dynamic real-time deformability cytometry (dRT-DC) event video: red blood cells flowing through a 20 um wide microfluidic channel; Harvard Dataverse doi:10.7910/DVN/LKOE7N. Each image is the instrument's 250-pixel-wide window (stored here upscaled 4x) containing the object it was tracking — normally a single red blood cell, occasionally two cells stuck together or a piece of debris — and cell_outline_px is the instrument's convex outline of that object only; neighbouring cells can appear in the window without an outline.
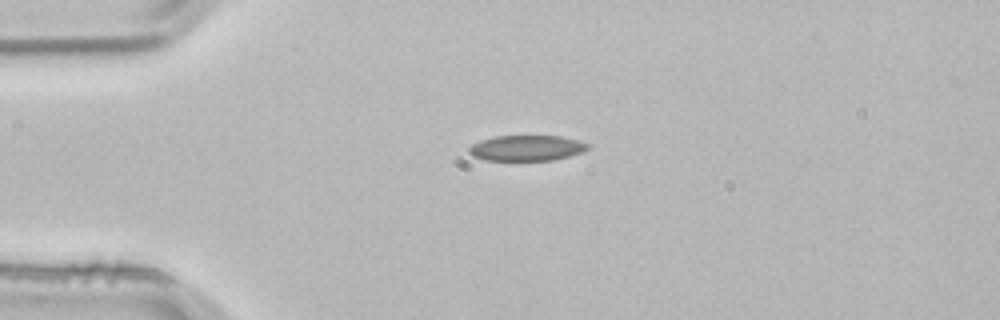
{"species": "common noctule bat (a hibernating species)", "species_latin": "Nyctalus noctula", "temperature_condition": "room temperature", "stored_images_in_passage": 2, "camera_frame_rate_fps": 3000, "um_per_image_px": 0.085, "animal": {"sex": "male", "body_mass_g": 21.5, "forearm_length_mm": 52.0}, "frame": {"image": 1, "passage_image": 1, "time_ms": 0.0, "image_size_px": [1000, 320], "cell_outline_px": [[592, 148], [584, 152], [552, 160], [484, 160], [472, 156], [468, 152], [468, 148], [472, 144], [480, 140], [496, 136], [560, 136], [576, 140], [588, 144]], "centroid_in_image_um": [44.76, 12.58], "position_along_channel_um": 40.2, "area_um2": 17.74}}